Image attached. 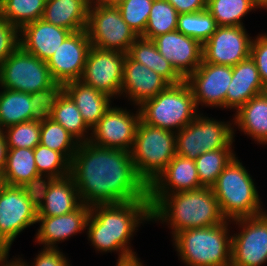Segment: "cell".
<instances>
[{
    "mask_svg": "<svg viewBox=\"0 0 267 266\" xmlns=\"http://www.w3.org/2000/svg\"><path fill=\"white\" fill-rule=\"evenodd\" d=\"M70 176L82 204L149 200L148 186L138 176L130 151L79 143L70 162Z\"/></svg>",
    "mask_w": 267,
    "mask_h": 266,
    "instance_id": "obj_1",
    "label": "cell"
},
{
    "mask_svg": "<svg viewBox=\"0 0 267 266\" xmlns=\"http://www.w3.org/2000/svg\"><path fill=\"white\" fill-rule=\"evenodd\" d=\"M146 221L151 222L149 200L91 205L86 225L88 240L96 251L118 252L117 264L139 261L129 241Z\"/></svg>",
    "mask_w": 267,
    "mask_h": 266,
    "instance_id": "obj_2",
    "label": "cell"
},
{
    "mask_svg": "<svg viewBox=\"0 0 267 266\" xmlns=\"http://www.w3.org/2000/svg\"><path fill=\"white\" fill-rule=\"evenodd\" d=\"M168 224L172 237L187 229L223 223L218 200L209 187L164 195L151 208V221Z\"/></svg>",
    "mask_w": 267,
    "mask_h": 266,
    "instance_id": "obj_3",
    "label": "cell"
},
{
    "mask_svg": "<svg viewBox=\"0 0 267 266\" xmlns=\"http://www.w3.org/2000/svg\"><path fill=\"white\" fill-rule=\"evenodd\" d=\"M225 220L219 225L187 229L173 238L185 266H231L232 236Z\"/></svg>",
    "mask_w": 267,
    "mask_h": 266,
    "instance_id": "obj_4",
    "label": "cell"
},
{
    "mask_svg": "<svg viewBox=\"0 0 267 266\" xmlns=\"http://www.w3.org/2000/svg\"><path fill=\"white\" fill-rule=\"evenodd\" d=\"M248 172L235 156L211 187L226 220L232 221L266 212L261 208V198Z\"/></svg>",
    "mask_w": 267,
    "mask_h": 266,
    "instance_id": "obj_5",
    "label": "cell"
},
{
    "mask_svg": "<svg viewBox=\"0 0 267 266\" xmlns=\"http://www.w3.org/2000/svg\"><path fill=\"white\" fill-rule=\"evenodd\" d=\"M138 108L141 121L149 126L175 133L191 123L200 112L192 90L185 80L179 84L169 85L155 97L144 101Z\"/></svg>",
    "mask_w": 267,
    "mask_h": 266,
    "instance_id": "obj_6",
    "label": "cell"
},
{
    "mask_svg": "<svg viewBox=\"0 0 267 266\" xmlns=\"http://www.w3.org/2000/svg\"><path fill=\"white\" fill-rule=\"evenodd\" d=\"M131 155L136 173L149 186L176 155V133L140 120Z\"/></svg>",
    "mask_w": 267,
    "mask_h": 266,
    "instance_id": "obj_7",
    "label": "cell"
},
{
    "mask_svg": "<svg viewBox=\"0 0 267 266\" xmlns=\"http://www.w3.org/2000/svg\"><path fill=\"white\" fill-rule=\"evenodd\" d=\"M232 124L199 112L191 123L176 133V155L195 161L204 152L232 148L236 131Z\"/></svg>",
    "mask_w": 267,
    "mask_h": 266,
    "instance_id": "obj_8",
    "label": "cell"
},
{
    "mask_svg": "<svg viewBox=\"0 0 267 266\" xmlns=\"http://www.w3.org/2000/svg\"><path fill=\"white\" fill-rule=\"evenodd\" d=\"M91 46L128 53L138 36L123 20L116 5L91 2L86 27Z\"/></svg>",
    "mask_w": 267,
    "mask_h": 266,
    "instance_id": "obj_9",
    "label": "cell"
},
{
    "mask_svg": "<svg viewBox=\"0 0 267 266\" xmlns=\"http://www.w3.org/2000/svg\"><path fill=\"white\" fill-rule=\"evenodd\" d=\"M37 195L31 188L4 184L0 190V240L10 249L24 229L37 223Z\"/></svg>",
    "mask_w": 267,
    "mask_h": 266,
    "instance_id": "obj_10",
    "label": "cell"
},
{
    "mask_svg": "<svg viewBox=\"0 0 267 266\" xmlns=\"http://www.w3.org/2000/svg\"><path fill=\"white\" fill-rule=\"evenodd\" d=\"M54 83L47 63L21 46L0 64L1 88L33 93Z\"/></svg>",
    "mask_w": 267,
    "mask_h": 266,
    "instance_id": "obj_11",
    "label": "cell"
},
{
    "mask_svg": "<svg viewBox=\"0 0 267 266\" xmlns=\"http://www.w3.org/2000/svg\"><path fill=\"white\" fill-rule=\"evenodd\" d=\"M241 227L232 235L231 266H261L267 262V212L232 220Z\"/></svg>",
    "mask_w": 267,
    "mask_h": 266,
    "instance_id": "obj_12",
    "label": "cell"
},
{
    "mask_svg": "<svg viewBox=\"0 0 267 266\" xmlns=\"http://www.w3.org/2000/svg\"><path fill=\"white\" fill-rule=\"evenodd\" d=\"M125 56L124 52L91 46L80 81L112 99L120 97Z\"/></svg>",
    "mask_w": 267,
    "mask_h": 266,
    "instance_id": "obj_13",
    "label": "cell"
},
{
    "mask_svg": "<svg viewBox=\"0 0 267 266\" xmlns=\"http://www.w3.org/2000/svg\"><path fill=\"white\" fill-rule=\"evenodd\" d=\"M140 121V111L136 113L122 107H111L91 130L90 142L110 149L132 150L135 134Z\"/></svg>",
    "mask_w": 267,
    "mask_h": 266,
    "instance_id": "obj_14",
    "label": "cell"
},
{
    "mask_svg": "<svg viewBox=\"0 0 267 266\" xmlns=\"http://www.w3.org/2000/svg\"><path fill=\"white\" fill-rule=\"evenodd\" d=\"M251 43L245 26H217L203 44L202 62L234 66L250 56Z\"/></svg>",
    "mask_w": 267,
    "mask_h": 266,
    "instance_id": "obj_15",
    "label": "cell"
},
{
    "mask_svg": "<svg viewBox=\"0 0 267 266\" xmlns=\"http://www.w3.org/2000/svg\"><path fill=\"white\" fill-rule=\"evenodd\" d=\"M232 80V66L202 62L185 81L192 90L197 108H225L228 87Z\"/></svg>",
    "mask_w": 267,
    "mask_h": 266,
    "instance_id": "obj_16",
    "label": "cell"
},
{
    "mask_svg": "<svg viewBox=\"0 0 267 266\" xmlns=\"http://www.w3.org/2000/svg\"><path fill=\"white\" fill-rule=\"evenodd\" d=\"M90 48L86 29L72 32L46 62L53 80L64 84L80 80Z\"/></svg>",
    "mask_w": 267,
    "mask_h": 266,
    "instance_id": "obj_17",
    "label": "cell"
},
{
    "mask_svg": "<svg viewBox=\"0 0 267 266\" xmlns=\"http://www.w3.org/2000/svg\"><path fill=\"white\" fill-rule=\"evenodd\" d=\"M194 160L175 155L166 168L148 186L152 208L164 195L202 188Z\"/></svg>",
    "mask_w": 267,
    "mask_h": 266,
    "instance_id": "obj_18",
    "label": "cell"
},
{
    "mask_svg": "<svg viewBox=\"0 0 267 266\" xmlns=\"http://www.w3.org/2000/svg\"><path fill=\"white\" fill-rule=\"evenodd\" d=\"M35 191L38 217L67 214L82 204L78 189L70 175L58 179H44Z\"/></svg>",
    "mask_w": 267,
    "mask_h": 266,
    "instance_id": "obj_19",
    "label": "cell"
},
{
    "mask_svg": "<svg viewBox=\"0 0 267 266\" xmlns=\"http://www.w3.org/2000/svg\"><path fill=\"white\" fill-rule=\"evenodd\" d=\"M153 41L159 53L184 79L193 73L203 61V45L177 30L159 35Z\"/></svg>",
    "mask_w": 267,
    "mask_h": 266,
    "instance_id": "obj_20",
    "label": "cell"
},
{
    "mask_svg": "<svg viewBox=\"0 0 267 266\" xmlns=\"http://www.w3.org/2000/svg\"><path fill=\"white\" fill-rule=\"evenodd\" d=\"M170 84L158 73L134 61L128 54L124 59L121 96L128 97L135 106L155 97Z\"/></svg>",
    "mask_w": 267,
    "mask_h": 266,
    "instance_id": "obj_21",
    "label": "cell"
},
{
    "mask_svg": "<svg viewBox=\"0 0 267 266\" xmlns=\"http://www.w3.org/2000/svg\"><path fill=\"white\" fill-rule=\"evenodd\" d=\"M89 214L90 205L81 204L76 210L67 214L37 217L40 226L37 229L35 242L43 244L44 249H58L57 242L65 241L76 233L86 230Z\"/></svg>",
    "mask_w": 267,
    "mask_h": 266,
    "instance_id": "obj_22",
    "label": "cell"
},
{
    "mask_svg": "<svg viewBox=\"0 0 267 266\" xmlns=\"http://www.w3.org/2000/svg\"><path fill=\"white\" fill-rule=\"evenodd\" d=\"M71 33L68 29L39 19L19 30V42L25 51L47 62Z\"/></svg>",
    "mask_w": 267,
    "mask_h": 266,
    "instance_id": "obj_23",
    "label": "cell"
},
{
    "mask_svg": "<svg viewBox=\"0 0 267 266\" xmlns=\"http://www.w3.org/2000/svg\"><path fill=\"white\" fill-rule=\"evenodd\" d=\"M263 82L254 60L249 56L232 66V80L227 88L225 108L238 110L253 97L261 94Z\"/></svg>",
    "mask_w": 267,
    "mask_h": 266,
    "instance_id": "obj_24",
    "label": "cell"
},
{
    "mask_svg": "<svg viewBox=\"0 0 267 266\" xmlns=\"http://www.w3.org/2000/svg\"><path fill=\"white\" fill-rule=\"evenodd\" d=\"M64 85L65 92L75 102L83 121L91 131L111 107L112 98L80 80L70 81Z\"/></svg>",
    "mask_w": 267,
    "mask_h": 266,
    "instance_id": "obj_25",
    "label": "cell"
},
{
    "mask_svg": "<svg viewBox=\"0 0 267 266\" xmlns=\"http://www.w3.org/2000/svg\"><path fill=\"white\" fill-rule=\"evenodd\" d=\"M2 175L6 185L34 190L44 180L35 165L34 149L29 148H8Z\"/></svg>",
    "mask_w": 267,
    "mask_h": 266,
    "instance_id": "obj_26",
    "label": "cell"
},
{
    "mask_svg": "<svg viewBox=\"0 0 267 266\" xmlns=\"http://www.w3.org/2000/svg\"><path fill=\"white\" fill-rule=\"evenodd\" d=\"M91 0H46L42 19L71 32L85 30Z\"/></svg>",
    "mask_w": 267,
    "mask_h": 266,
    "instance_id": "obj_27",
    "label": "cell"
},
{
    "mask_svg": "<svg viewBox=\"0 0 267 266\" xmlns=\"http://www.w3.org/2000/svg\"><path fill=\"white\" fill-rule=\"evenodd\" d=\"M237 128L258 144L267 145V99L259 94L240 107L232 120Z\"/></svg>",
    "mask_w": 267,
    "mask_h": 266,
    "instance_id": "obj_28",
    "label": "cell"
},
{
    "mask_svg": "<svg viewBox=\"0 0 267 266\" xmlns=\"http://www.w3.org/2000/svg\"><path fill=\"white\" fill-rule=\"evenodd\" d=\"M134 61H137L162 76L170 85L179 84L185 79L167 61L153 40L138 37L130 46L127 53Z\"/></svg>",
    "mask_w": 267,
    "mask_h": 266,
    "instance_id": "obj_29",
    "label": "cell"
},
{
    "mask_svg": "<svg viewBox=\"0 0 267 266\" xmlns=\"http://www.w3.org/2000/svg\"><path fill=\"white\" fill-rule=\"evenodd\" d=\"M31 106L30 93L1 88L0 131L36 119Z\"/></svg>",
    "mask_w": 267,
    "mask_h": 266,
    "instance_id": "obj_30",
    "label": "cell"
},
{
    "mask_svg": "<svg viewBox=\"0 0 267 266\" xmlns=\"http://www.w3.org/2000/svg\"><path fill=\"white\" fill-rule=\"evenodd\" d=\"M50 118L62 125L79 143L90 141V129L83 121L75 102L66 92L59 98Z\"/></svg>",
    "mask_w": 267,
    "mask_h": 266,
    "instance_id": "obj_31",
    "label": "cell"
},
{
    "mask_svg": "<svg viewBox=\"0 0 267 266\" xmlns=\"http://www.w3.org/2000/svg\"><path fill=\"white\" fill-rule=\"evenodd\" d=\"M46 0H0V16L19 30L42 19Z\"/></svg>",
    "mask_w": 267,
    "mask_h": 266,
    "instance_id": "obj_32",
    "label": "cell"
},
{
    "mask_svg": "<svg viewBox=\"0 0 267 266\" xmlns=\"http://www.w3.org/2000/svg\"><path fill=\"white\" fill-rule=\"evenodd\" d=\"M40 144L60 152L71 162L79 142L62 125L47 118L40 120Z\"/></svg>",
    "mask_w": 267,
    "mask_h": 266,
    "instance_id": "obj_33",
    "label": "cell"
},
{
    "mask_svg": "<svg viewBox=\"0 0 267 266\" xmlns=\"http://www.w3.org/2000/svg\"><path fill=\"white\" fill-rule=\"evenodd\" d=\"M235 156L232 148H221L204 152L197 157L195 164L201 185L211 188L220 173Z\"/></svg>",
    "mask_w": 267,
    "mask_h": 266,
    "instance_id": "obj_34",
    "label": "cell"
},
{
    "mask_svg": "<svg viewBox=\"0 0 267 266\" xmlns=\"http://www.w3.org/2000/svg\"><path fill=\"white\" fill-rule=\"evenodd\" d=\"M255 9L250 0H207V10L217 26H244L243 17Z\"/></svg>",
    "mask_w": 267,
    "mask_h": 266,
    "instance_id": "obj_35",
    "label": "cell"
},
{
    "mask_svg": "<svg viewBox=\"0 0 267 266\" xmlns=\"http://www.w3.org/2000/svg\"><path fill=\"white\" fill-rule=\"evenodd\" d=\"M178 12L167 0H154L144 34L153 40L155 37L176 31Z\"/></svg>",
    "mask_w": 267,
    "mask_h": 266,
    "instance_id": "obj_36",
    "label": "cell"
},
{
    "mask_svg": "<svg viewBox=\"0 0 267 266\" xmlns=\"http://www.w3.org/2000/svg\"><path fill=\"white\" fill-rule=\"evenodd\" d=\"M216 28L215 19L207 9L178 15L176 30L194 38L202 45L212 36Z\"/></svg>",
    "mask_w": 267,
    "mask_h": 266,
    "instance_id": "obj_37",
    "label": "cell"
},
{
    "mask_svg": "<svg viewBox=\"0 0 267 266\" xmlns=\"http://www.w3.org/2000/svg\"><path fill=\"white\" fill-rule=\"evenodd\" d=\"M34 160L43 179H58L70 175V162L60 152L41 144L34 148Z\"/></svg>",
    "mask_w": 267,
    "mask_h": 266,
    "instance_id": "obj_38",
    "label": "cell"
},
{
    "mask_svg": "<svg viewBox=\"0 0 267 266\" xmlns=\"http://www.w3.org/2000/svg\"><path fill=\"white\" fill-rule=\"evenodd\" d=\"M4 130L2 133L8 148L34 149L40 144V119L22 122Z\"/></svg>",
    "mask_w": 267,
    "mask_h": 266,
    "instance_id": "obj_39",
    "label": "cell"
},
{
    "mask_svg": "<svg viewBox=\"0 0 267 266\" xmlns=\"http://www.w3.org/2000/svg\"><path fill=\"white\" fill-rule=\"evenodd\" d=\"M154 0H122L116 6L123 20L140 37L144 34Z\"/></svg>",
    "mask_w": 267,
    "mask_h": 266,
    "instance_id": "obj_40",
    "label": "cell"
},
{
    "mask_svg": "<svg viewBox=\"0 0 267 266\" xmlns=\"http://www.w3.org/2000/svg\"><path fill=\"white\" fill-rule=\"evenodd\" d=\"M65 92V85L61 82H55L49 88L30 93L31 108L36 114V119H47L52 115L57 102Z\"/></svg>",
    "mask_w": 267,
    "mask_h": 266,
    "instance_id": "obj_41",
    "label": "cell"
},
{
    "mask_svg": "<svg viewBox=\"0 0 267 266\" xmlns=\"http://www.w3.org/2000/svg\"><path fill=\"white\" fill-rule=\"evenodd\" d=\"M19 46V29L0 16V64Z\"/></svg>",
    "mask_w": 267,
    "mask_h": 266,
    "instance_id": "obj_42",
    "label": "cell"
},
{
    "mask_svg": "<svg viewBox=\"0 0 267 266\" xmlns=\"http://www.w3.org/2000/svg\"><path fill=\"white\" fill-rule=\"evenodd\" d=\"M256 38V39H255ZM252 39L250 57L254 60L261 81H267V33Z\"/></svg>",
    "mask_w": 267,
    "mask_h": 266,
    "instance_id": "obj_43",
    "label": "cell"
},
{
    "mask_svg": "<svg viewBox=\"0 0 267 266\" xmlns=\"http://www.w3.org/2000/svg\"><path fill=\"white\" fill-rule=\"evenodd\" d=\"M24 266H30L26 261H23L19 257ZM34 265L31 266H71L68 262V258L65 257V254L58 249H42L39 254L34 258V262L31 263Z\"/></svg>",
    "mask_w": 267,
    "mask_h": 266,
    "instance_id": "obj_44",
    "label": "cell"
},
{
    "mask_svg": "<svg viewBox=\"0 0 267 266\" xmlns=\"http://www.w3.org/2000/svg\"><path fill=\"white\" fill-rule=\"evenodd\" d=\"M178 14L194 13L207 9V0H167Z\"/></svg>",
    "mask_w": 267,
    "mask_h": 266,
    "instance_id": "obj_45",
    "label": "cell"
},
{
    "mask_svg": "<svg viewBox=\"0 0 267 266\" xmlns=\"http://www.w3.org/2000/svg\"><path fill=\"white\" fill-rule=\"evenodd\" d=\"M8 146L2 131H0V172H3L7 159Z\"/></svg>",
    "mask_w": 267,
    "mask_h": 266,
    "instance_id": "obj_46",
    "label": "cell"
},
{
    "mask_svg": "<svg viewBox=\"0 0 267 266\" xmlns=\"http://www.w3.org/2000/svg\"><path fill=\"white\" fill-rule=\"evenodd\" d=\"M9 253L0 261V266H24L22 260L18 258H12L13 260L7 261Z\"/></svg>",
    "mask_w": 267,
    "mask_h": 266,
    "instance_id": "obj_47",
    "label": "cell"
},
{
    "mask_svg": "<svg viewBox=\"0 0 267 266\" xmlns=\"http://www.w3.org/2000/svg\"><path fill=\"white\" fill-rule=\"evenodd\" d=\"M250 2L256 7V9L266 8L267 10V0H250Z\"/></svg>",
    "mask_w": 267,
    "mask_h": 266,
    "instance_id": "obj_48",
    "label": "cell"
},
{
    "mask_svg": "<svg viewBox=\"0 0 267 266\" xmlns=\"http://www.w3.org/2000/svg\"><path fill=\"white\" fill-rule=\"evenodd\" d=\"M122 0H91V2L94 3H100L104 5H117Z\"/></svg>",
    "mask_w": 267,
    "mask_h": 266,
    "instance_id": "obj_49",
    "label": "cell"
},
{
    "mask_svg": "<svg viewBox=\"0 0 267 266\" xmlns=\"http://www.w3.org/2000/svg\"><path fill=\"white\" fill-rule=\"evenodd\" d=\"M10 249L0 240V252H9Z\"/></svg>",
    "mask_w": 267,
    "mask_h": 266,
    "instance_id": "obj_50",
    "label": "cell"
},
{
    "mask_svg": "<svg viewBox=\"0 0 267 266\" xmlns=\"http://www.w3.org/2000/svg\"><path fill=\"white\" fill-rule=\"evenodd\" d=\"M261 94L267 99V81L263 83Z\"/></svg>",
    "mask_w": 267,
    "mask_h": 266,
    "instance_id": "obj_51",
    "label": "cell"
},
{
    "mask_svg": "<svg viewBox=\"0 0 267 266\" xmlns=\"http://www.w3.org/2000/svg\"><path fill=\"white\" fill-rule=\"evenodd\" d=\"M3 185H4L3 175H2V172H0V190H1Z\"/></svg>",
    "mask_w": 267,
    "mask_h": 266,
    "instance_id": "obj_52",
    "label": "cell"
},
{
    "mask_svg": "<svg viewBox=\"0 0 267 266\" xmlns=\"http://www.w3.org/2000/svg\"><path fill=\"white\" fill-rule=\"evenodd\" d=\"M9 252H0V261L8 254Z\"/></svg>",
    "mask_w": 267,
    "mask_h": 266,
    "instance_id": "obj_53",
    "label": "cell"
}]
</instances>
